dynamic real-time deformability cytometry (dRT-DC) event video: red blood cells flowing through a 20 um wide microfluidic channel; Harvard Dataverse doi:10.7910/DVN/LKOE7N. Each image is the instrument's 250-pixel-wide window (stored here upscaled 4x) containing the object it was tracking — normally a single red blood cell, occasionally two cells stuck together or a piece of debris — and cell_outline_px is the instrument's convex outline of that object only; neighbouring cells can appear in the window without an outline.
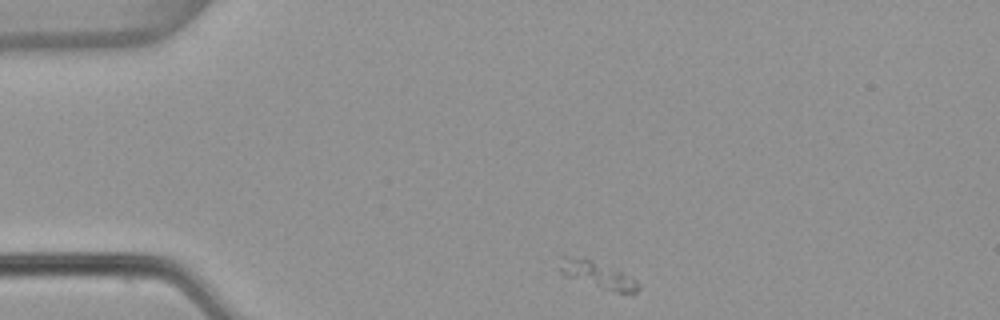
{"species": "common noctule bat (a hibernating species)", "species_latin": "Nyctalus noctula", "temperature_condition": "warm", "stored_images_in_passage": 36, "camera_frame_rate_fps": 3000, "um_per_image_px": 0.085, "animal": {"sex": "female", "body_mass_g": 22.7, "forearm_length_mm": 54.2}, "frame": {"image": 1, "passage_image": 1, "time_ms": 0.0, "image_size_px": [1000, 320], "cell_outline_px": [[640, 288], [632, 296], [600, 288], [564, 276], [560, 268], [560, 256], [564, 256], [592, 260], [616, 268], [632, 276], [640, 284]], "centroid_in_image_um": [50.9, 23.4], "position_along_channel_um": 34.1, "area_um2": 12.6}}
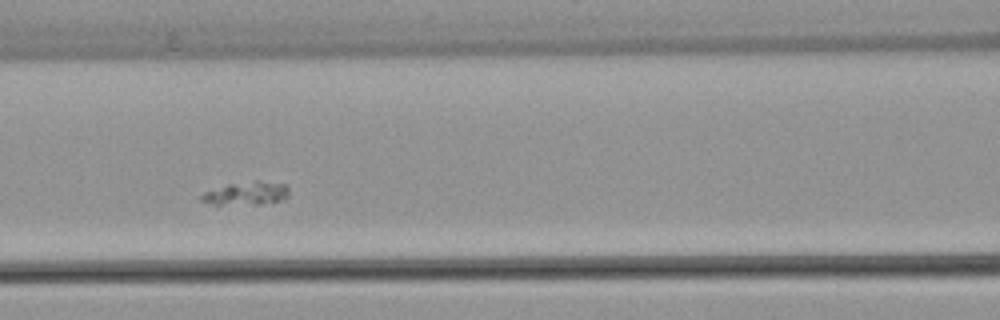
{"frame": {"image": 2, "passage_image": 14, "time_ms": 4.333, "image_size_px": [1000, 320], "cell_outline_px": [[288, 196], [284, 200], [260, 204], [212, 204], [200, 200], [200, 196], [204, 192], [228, 184], [256, 180], [288, 184]], "centroid_in_image_um": [20.99, 16.43], "position_along_channel_um": 145.6, "area_um2": 11.91}}
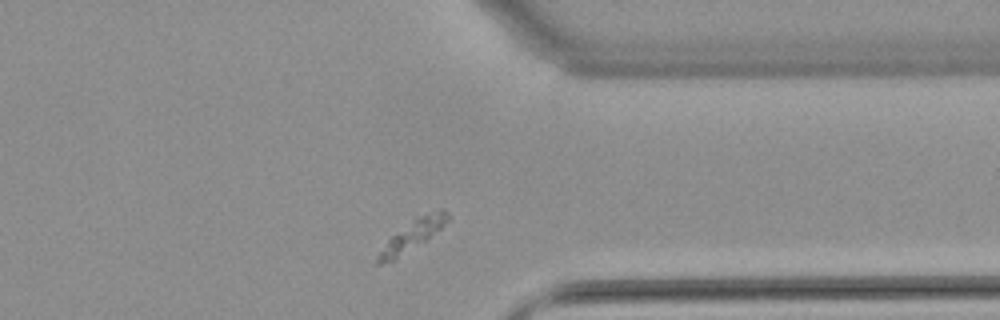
{"frame": {"image": 3, "passage_image": 33, "time_ms": 10.667, "image_size_px": [1000, 320], "cell_outline_px": [[448, 220], [440, 228], [424, 240], [392, 260], [380, 264], [372, 264], [376, 256], [388, 240], [392, 236], [412, 220], [420, 216], [440, 208], [444, 208], [448, 212]], "centroid_in_image_um": [35.02, 19.98], "position_along_channel_um": 376.4, "area_um2": 11.62}}